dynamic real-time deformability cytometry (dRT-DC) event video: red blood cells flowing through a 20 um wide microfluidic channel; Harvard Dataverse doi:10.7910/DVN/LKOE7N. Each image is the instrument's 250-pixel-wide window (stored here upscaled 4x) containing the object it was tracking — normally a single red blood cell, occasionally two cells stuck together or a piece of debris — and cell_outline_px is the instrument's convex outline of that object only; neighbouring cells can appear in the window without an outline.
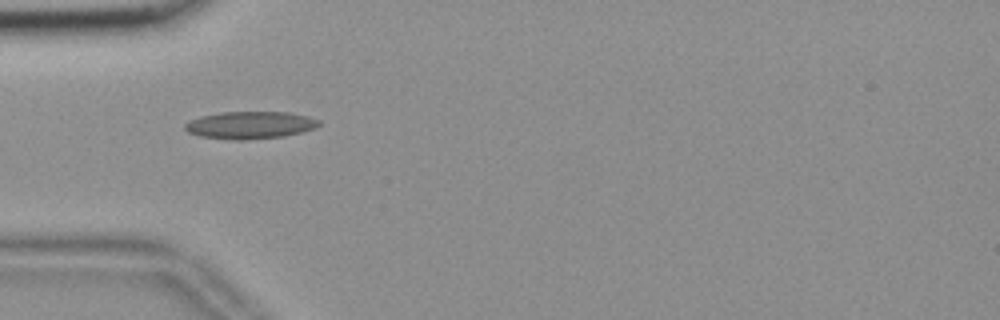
{"species": "common noctule bat (a hibernating species)", "species_latin": "Nyctalus noctula", "temperature_condition": "room temperature", "stored_images_in_passage": 39, "camera_frame_rate_fps": 3000, "um_per_image_px": 0.085, "animal": {"sex": "female", "body_mass_g": 18.4}, "frame": {"image": 1, "passage_image": 1, "time_ms": 0.0, "image_size_px": [1000, 320], "cell_outline_px": [[320, 124], [316, 128], [284, 136], [240, 140], [236, 140], [200, 136], [188, 132], [184, 128], [184, 124], [188, 120], [200, 116], [220, 112], [288, 112], [320, 120]], "centroid_in_image_um": [21.21, 10.63], "position_along_channel_um": 63.8, "area_um2": 21.27}}
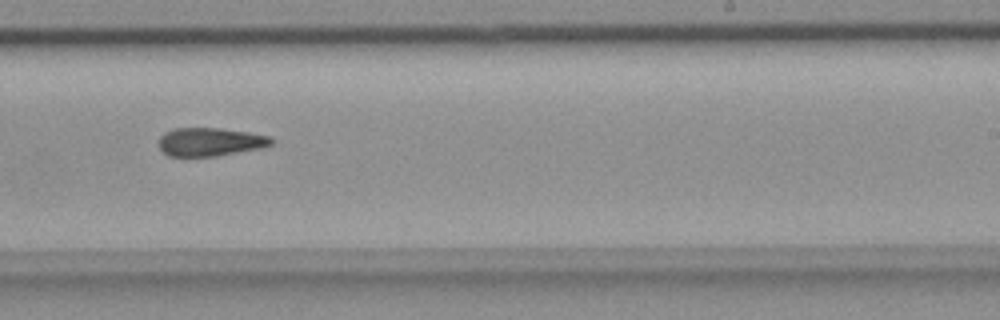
{"frame": {"image": 2, "passage_image": 18, "time_ms": 5.667, "image_size_px": [1000, 320], "cell_outline_px": [[276, 140], [272, 144], [264, 148], [216, 156], [168, 156], [160, 148], [160, 136], [164, 132], [176, 128], [220, 128], [248, 132], [268, 136]], "centroid_in_image_um": [17.9, 12.06], "position_along_channel_um": 271.1, "area_um2": 18.67}}
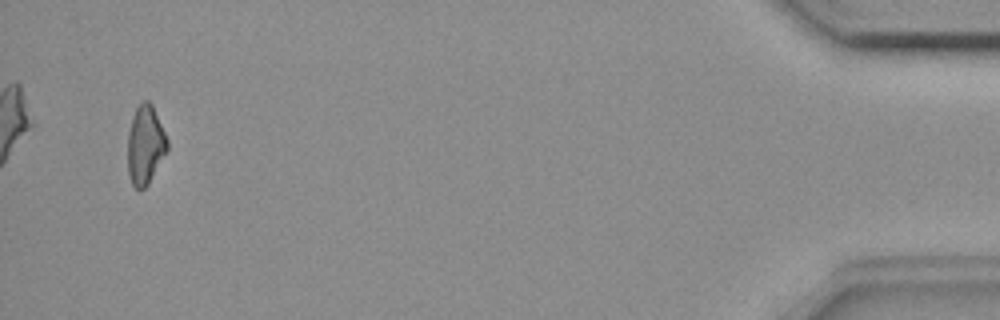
{"frame": {"image": 3, "passage_image": 37, "time_ms": 12.0, "image_size_px": [1000, 320], "cell_outline_px": [[168, 148], [148, 184], [144, 188], [136, 188], [132, 184], [128, 172], [128, 132], [132, 116], [136, 108], [144, 100], [148, 100], [152, 104], [168, 140]], "centroid_in_image_um": [12.34, 12.29], "position_along_channel_um": 422.9, "area_um2": 17.98}}